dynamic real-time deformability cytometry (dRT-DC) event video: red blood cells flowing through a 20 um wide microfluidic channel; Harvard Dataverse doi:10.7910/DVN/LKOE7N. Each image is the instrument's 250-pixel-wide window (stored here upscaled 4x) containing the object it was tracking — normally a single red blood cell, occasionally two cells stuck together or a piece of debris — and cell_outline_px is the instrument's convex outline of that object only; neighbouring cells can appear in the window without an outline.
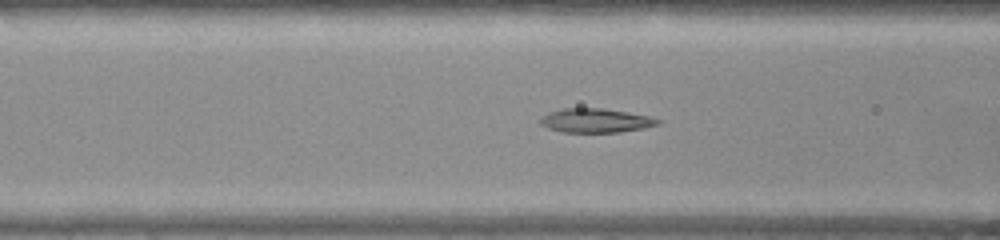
{"species": "common noctule bat (a hibernating species)", "species_latin": "Nyctalus noctula", "temperature_condition": "warm", "stored_images_in_passage": 42, "camera_frame_rate_fps": 3000, "um_per_image_px": 0.085, "animal": {"sex": "female", "body_mass_g": 22.0, "forearm_length_mm": 56.7}, "frame": {"image": 1, "passage_image": 9, "time_ms": 2.667, "image_size_px": [1000, 240], "cell_outline_px": [[664, 120], [660, 124], [644, 128], [620, 132], [564, 132], [548, 128], [540, 124], [540, 120], [548, 112], [564, 108], [604, 108], [652, 116]], "centroid_in_image_um": [50.71, 10.24], "position_along_channel_um": 115.9, "area_um2": 16.65}}
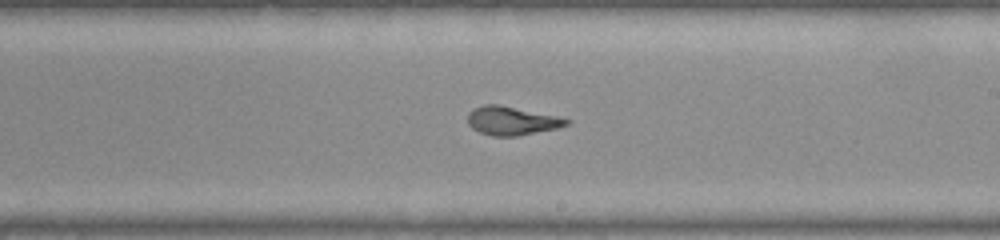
{"frame": {"image": 2, "passage_image": 19, "time_ms": 6.0, "image_size_px": [1000, 240], "cell_outline_px": [[572, 120], [568, 124], [556, 128], [516, 136], [492, 136], [480, 132], [472, 128], [468, 124], [468, 112], [472, 108], [484, 104], [496, 104], [556, 116]], "centroid_in_image_um": [43.45, 10.26], "position_along_channel_um": 245.6, "area_um2": 16.24}}
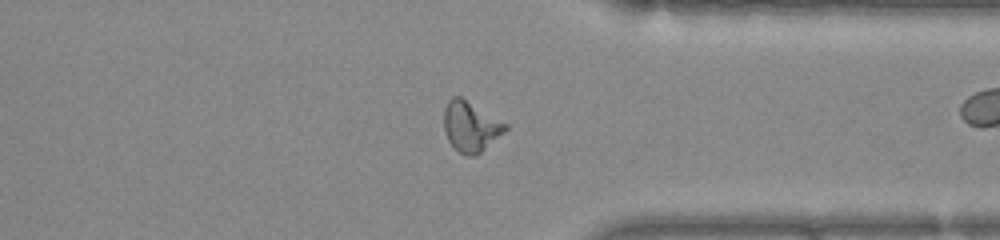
{"frame": {"image": 3, "passage_image": 29, "time_ms": 9.333, "image_size_px": [1000, 240], "cell_outline_px": [[508, 128], [504, 132], [480, 152], [472, 156], [464, 156], [448, 140], [444, 128], [444, 108], [448, 100], [452, 96], [460, 96], [508, 124]], "centroid_in_image_um": [39.99, 10.73], "position_along_channel_um": 371.4, "area_um2": 17.74}, "authors_computed_cell_mechanics": {"area_um2": 16.9354, "velocity_mm_per_s": 3.8956, "shape_relaxation_time_tau1_ms": 7.9898, "shape_relaxation_time_tau2_ms": 1.9679, "deformation_change_tau1": 0.2565, "deformation_change_tau2": 0.0763}}